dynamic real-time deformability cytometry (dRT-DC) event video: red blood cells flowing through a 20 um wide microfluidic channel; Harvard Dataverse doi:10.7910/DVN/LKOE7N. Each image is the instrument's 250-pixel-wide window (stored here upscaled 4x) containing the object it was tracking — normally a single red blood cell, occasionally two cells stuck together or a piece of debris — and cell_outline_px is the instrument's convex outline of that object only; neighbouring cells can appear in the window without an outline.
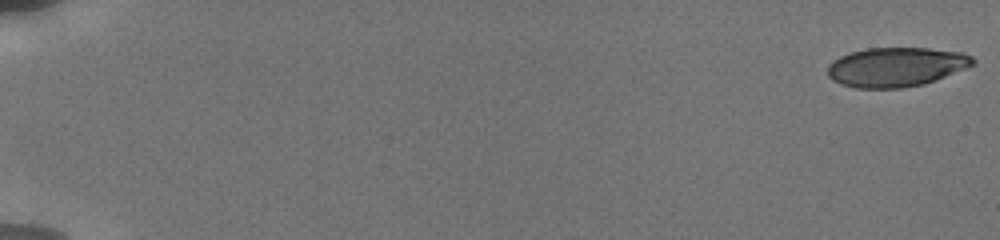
{"species": "human", "species_latin": "Homo sapiens", "temperature_condition": "cold", "stored_images_in_passage": 114, "camera_frame_rate_fps": 3000, "um_per_image_px": 0.085, "donor": {"sex": "male"}, "frame": {"image": 1, "passage_image": 1, "time_ms": 0.0, "image_size_px": [1000, 240], "cell_outline_px": [[976, 64], [936, 80], [924, 84], [900, 88], [856, 88], [840, 84], [832, 80], [828, 76], [828, 64], [832, 60], [840, 56], [852, 52], [868, 48], [928, 48], [964, 52], [972, 56], [976, 60]], "centroid_in_image_um": [76.19, 5.69], "position_along_channel_um": 8.8, "area_um2": 33.52}}
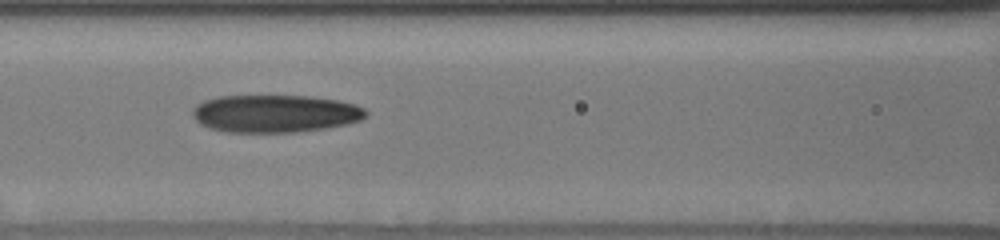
{"frame": {"image": 2, "passage_image": 61, "time_ms": 8.667, "image_size_px": [1000, 240], "cell_outline_px": [[368, 112], [360, 120], [348, 124], [328, 128], [296, 132], [224, 132], [208, 128], [200, 124], [192, 116], [192, 108], [196, 104], [204, 100], [216, 96], [308, 96], [336, 100], [356, 104], [364, 108]], "centroid_in_image_um": [23.35, 9.66], "position_along_channel_um": 143.3, "area_um2": 38.32}}
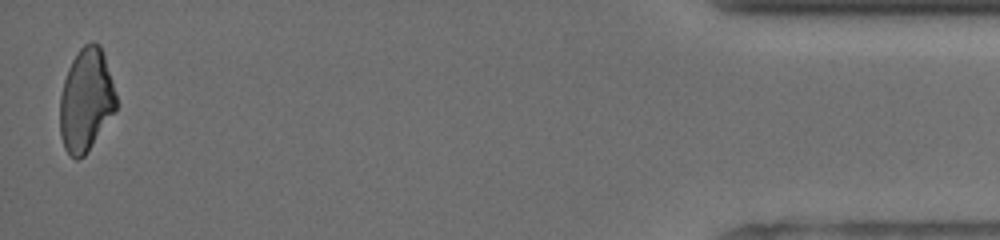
{"frame": {"image": 3, "passage_image": 112, "time_ms": 18.0, "image_size_px": [1000, 240], "cell_outline_px": [[116, 108], [84, 156], [76, 160], [64, 148], [60, 136], [60, 96], [64, 80], [68, 68], [72, 60], [80, 48], [84, 44], [92, 40], [100, 44], [104, 56], [116, 96]], "centroid_in_image_um": [7.28, 8.48], "position_along_channel_um": 427.9, "area_um2": 33.23}, "authors_computed_cell_mechanics": {"area_um2": 36.4429, "velocity_mm_per_s": 3.8292, "shape_relaxation_time_tau1_ms": 7.1313, "shape_relaxation_time_tau2_ms": 4.5276, "deformation_change_tau1": 0.2043, "deformation_change_tau2": 0.1379}}